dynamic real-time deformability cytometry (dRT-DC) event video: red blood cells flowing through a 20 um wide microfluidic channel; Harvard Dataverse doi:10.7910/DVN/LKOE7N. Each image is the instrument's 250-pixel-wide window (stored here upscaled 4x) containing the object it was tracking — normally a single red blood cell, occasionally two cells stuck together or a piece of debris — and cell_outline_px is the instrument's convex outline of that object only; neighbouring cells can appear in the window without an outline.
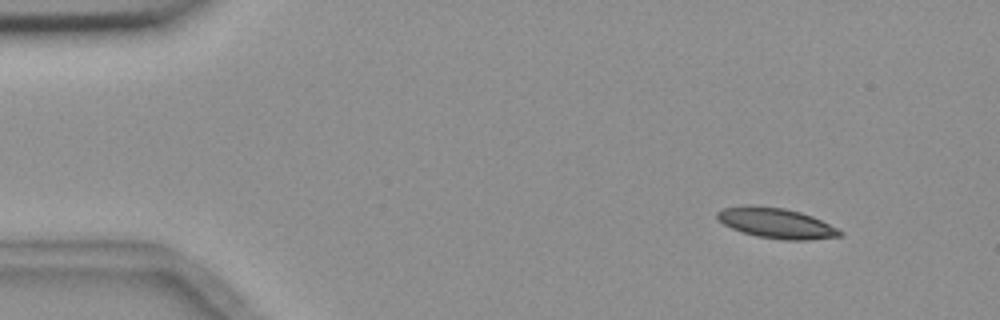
{"species": "common noctule bat (a hibernating species)", "species_latin": "Nyctalus noctula", "temperature_condition": "room temperature", "stored_images_in_passage": 4, "camera_frame_rate_fps": 3000, "um_per_image_px": 0.085, "animal": {"sex": "female", "body_mass_g": 18.4}, "frame": {"image": 1, "passage_image": 2, "time_ms": 1.0, "image_size_px": [1000, 320], "cell_outline_px": [[844, 232], [840, 236], [808, 240], [784, 240], [756, 236], [732, 228], [724, 224], [716, 216], [716, 212], [720, 208], [744, 204], [752, 204], [784, 208], [800, 212], [812, 216]], "centroid_in_image_um": [65.93, 18.94], "position_along_channel_um": 19.1, "area_um2": 21.73}}